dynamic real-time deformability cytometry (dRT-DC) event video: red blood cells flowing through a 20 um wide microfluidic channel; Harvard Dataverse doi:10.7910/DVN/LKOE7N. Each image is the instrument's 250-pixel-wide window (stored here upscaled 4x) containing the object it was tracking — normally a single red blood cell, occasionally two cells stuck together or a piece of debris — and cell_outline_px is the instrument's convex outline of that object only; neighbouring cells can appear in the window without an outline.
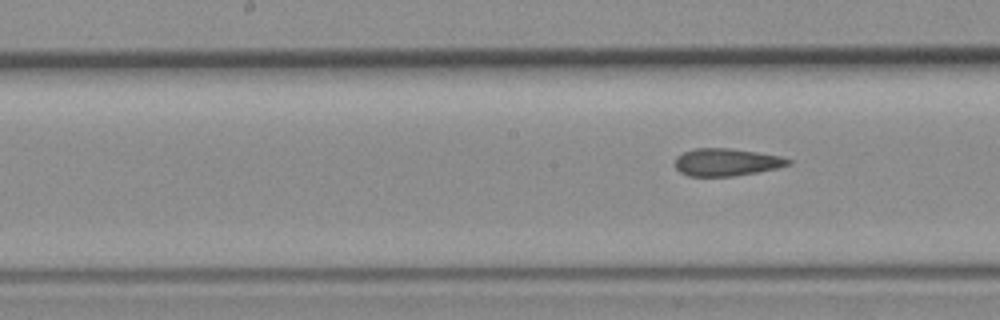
{"species": "common noctule bat (a hibernating species)", "species_latin": "Nyctalus noctula", "temperature_condition": "room temperature", "stored_images_in_passage": 7, "camera_frame_rate_fps": 3000, "um_per_image_px": 0.085, "animal": {"sex": "female", "body_mass_g": 19.3, "forearm_length_mm": 54.1}, "frame": {"image": 1, "passage_image": 7, "time_ms": 2.0, "image_size_px": [1000, 320], "cell_outline_px": [[792, 164], [780, 168], [736, 176], [688, 176], [680, 172], [672, 164], [676, 156], [684, 152], [696, 148], [728, 148], [756, 152], [780, 156], [792, 160]], "centroid_in_image_um": [61.74, 13.79], "position_along_channel_um": 186.5, "area_um2": 18.38}}